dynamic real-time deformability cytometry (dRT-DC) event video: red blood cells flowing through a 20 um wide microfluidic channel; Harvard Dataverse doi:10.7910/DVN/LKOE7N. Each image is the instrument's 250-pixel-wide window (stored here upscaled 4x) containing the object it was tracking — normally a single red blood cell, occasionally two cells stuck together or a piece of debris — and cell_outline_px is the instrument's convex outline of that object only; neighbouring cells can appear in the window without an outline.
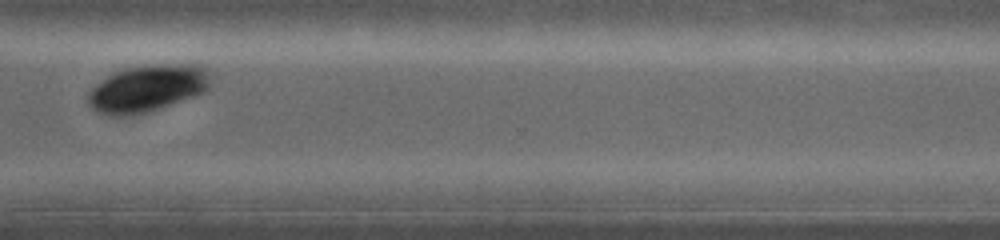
{"species": "common noctule bat (a hibernating species)", "species_latin": "Nyctalus noctula", "temperature_condition": "warm", "stored_images_in_passage": 20, "camera_frame_rate_fps": 5000, "um_per_image_px": 0.085, "animal": {"sex": "female", "body_mass_g": 19.0, "forearm_length_mm": 53.3}, "frame": {"image": 1, "passage_image": 17, "time_ms": 5.6, "image_size_px": [1000, 240], "cell_outline_px": [[208, 88], [204, 92], [148, 112], [120, 116], [108, 116], [96, 112], [88, 104], [88, 96], [92, 88], [100, 80], [124, 68], [168, 64], [200, 64], [208, 72]], "centroid_in_image_um": [12.49, 7.52], "position_along_channel_um": 358.1, "area_um2": 33.06}}
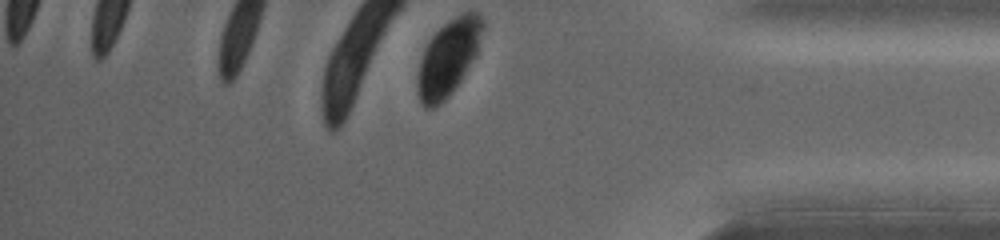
{"frame": {"image": 2, "passage_image": 20, "time_ms": 6.6, "image_size_px": [1000, 240], "cell_outline_px": [[484, 28], [476, 56], [452, 92], [440, 104], [432, 108], [424, 108], [420, 104], [416, 88], [416, 80], [420, 60], [424, 48], [428, 40], [444, 24], [460, 12], [480, 12], [484, 20]], "centroid_in_image_um": [38.1, 4.89], "position_along_channel_um": 397.1, "area_um2": 29.13}}